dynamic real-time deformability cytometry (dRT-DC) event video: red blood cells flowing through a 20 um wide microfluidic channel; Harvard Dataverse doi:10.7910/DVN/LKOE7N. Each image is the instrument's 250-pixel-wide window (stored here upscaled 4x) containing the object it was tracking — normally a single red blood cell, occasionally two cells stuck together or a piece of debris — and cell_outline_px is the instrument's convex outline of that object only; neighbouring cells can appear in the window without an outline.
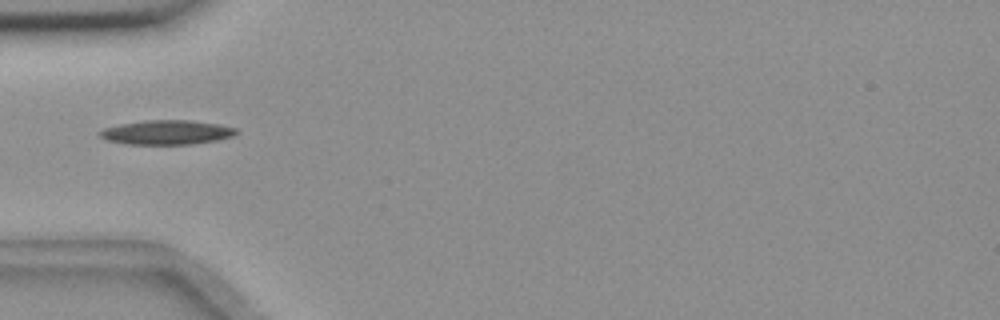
{"species": "common noctule bat (a hibernating species)", "species_latin": "Nyctalus noctula", "temperature_condition": "room temperature", "stored_images_in_passage": 20, "camera_frame_rate_fps": 3000, "um_per_image_px": 0.085, "animal": {"sex": "female", "body_mass_g": 18.4}, "frame": {"image": 1, "passage_image": 1, "time_ms": 0.0, "image_size_px": [1000, 320], "cell_outline_px": [[240, 132], [232, 136], [216, 140], [192, 144], [128, 144], [108, 140], [100, 136], [96, 132], [104, 128], [120, 124], [148, 120], [188, 120], [220, 124], [236, 128]], "centroid_in_image_um": [14.18, 11.24], "position_along_channel_um": 70.8, "area_um2": 19.31}}
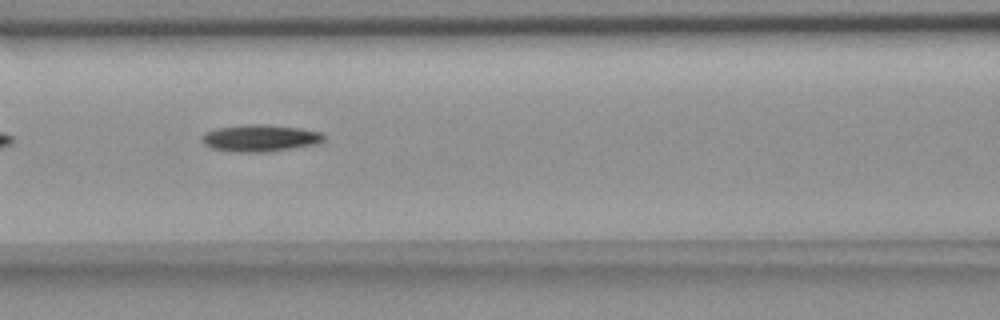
{"frame": {"image": 2, "passage_image": 7, "time_ms": 2.0, "image_size_px": [1000, 320], "cell_outline_px": [[324, 140], [316, 144], [264, 152], [232, 152], [212, 148], [204, 144], [200, 140], [200, 136], [204, 132], [216, 128], [244, 124], [264, 124], [300, 128], [320, 132], [324, 136]], "centroid_in_image_um": [22.03, 11.73], "position_along_channel_um": 144.6, "area_um2": 19.19}}
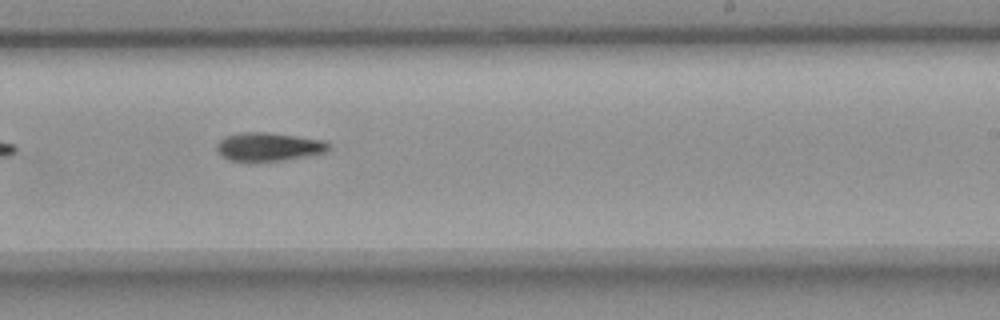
{"frame": {"image": 3, "passage_image": 17, "time_ms": 5.333, "image_size_px": [1000, 320], "cell_outline_px": [[332, 148], [324, 152], [284, 160], [248, 164], [228, 160], [220, 156], [216, 148], [216, 144], [224, 136], [240, 132], [268, 132], [324, 140]], "centroid_in_image_um": [22.74, 12.51], "position_along_channel_um": 266.3, "area_um2": 19.19}}